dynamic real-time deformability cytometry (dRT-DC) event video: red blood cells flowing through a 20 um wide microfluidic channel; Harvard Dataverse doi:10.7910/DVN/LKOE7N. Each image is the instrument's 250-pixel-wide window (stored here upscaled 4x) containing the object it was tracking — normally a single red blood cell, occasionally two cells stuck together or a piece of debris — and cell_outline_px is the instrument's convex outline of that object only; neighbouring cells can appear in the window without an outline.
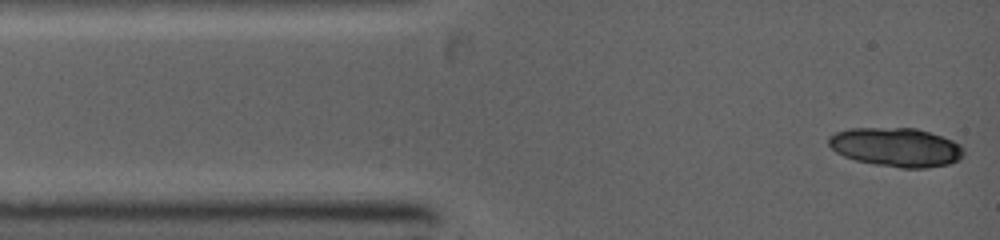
{"species": "common noctule bat (a hibernating species)", "species_latin": "Nyctalus noctula", "temperature_condition": "warm", "stored_images_in_passage": 11, "camera_frame_rate_fps": 5000, "um_per_image_px": 0.085, "animal": {"sex": "female", "body_mass_g": 19.0, "forearm_length_mm": 53.3}, "frame": {"image": 1, "passage_image": 1, "time_ms": 0.0, "image_size_px": [1000, 240], "cell_outline_px": [[964, 156], [960, 160], [948, 164], [928, 168], [900, 168], [876, 164], [856, 160], [844, 156], [836, 152], [828, 144], [828, 136], [836, 132], [848, 128], [916, 128], [952, 140], [960, 144], [964, 148]], "centroid_in_image_um": [76.18, 12.51], "position_along_channel_um": 8.8, "area_um2": 30.75}}